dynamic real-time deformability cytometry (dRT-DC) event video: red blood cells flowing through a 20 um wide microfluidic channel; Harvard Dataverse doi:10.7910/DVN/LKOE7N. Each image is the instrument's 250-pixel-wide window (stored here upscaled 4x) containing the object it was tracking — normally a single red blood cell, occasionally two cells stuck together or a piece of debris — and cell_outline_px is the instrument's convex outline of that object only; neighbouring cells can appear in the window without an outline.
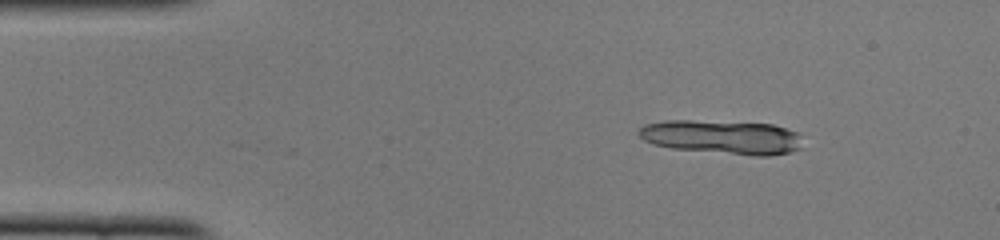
{"species": "common noctule bat (a hibernating species)", "species_latin": "Nyctalus noctula", "temperature_condition": "cold", "stored_images_in_passage": 35, "camera_frame_rate_fps": 3000, "um_per_image_px": 0.085, "animal": {"sex": "female", "body_mass_g": 22.0, "forearm_length_mm": 56.7}, "frame": {"image": 1, "passage_image": 7, "time_ms": 2.0, "image_size_px": [1000, 240], "cell_outline_px": [[800, 148], [788, 152], [768, 156], [752, 156], [672, 148], [652, 144], [644, 140], [636, 132], [644, 124], [664, 120], [692, 120], [772, 124], [800, 132]], "centroid_in_image_um": [61.36, 11.65], "position_along_channel_um": 23.6, "area_um2": 32.6}}
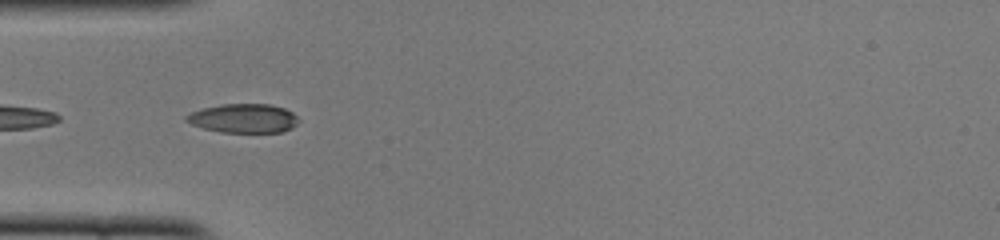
{"frame": {"image": 2, "passage_image": 16, "time_ms": 5.0, "image_size_px": [1000, 240], "cell_outline_px": [[300, 120], [292, 128], [280, 132], [220, 132], [204, 128], [192, 124], [184, 120], [184, 116], [192, 112], [204, 108], [220, 104], [272, 104], [284, 108], [292, 112]], "centroid_in_image_um": [20.71, 10.05], "position_along_channel_um": 64.3, "area_um2": 18.96}}
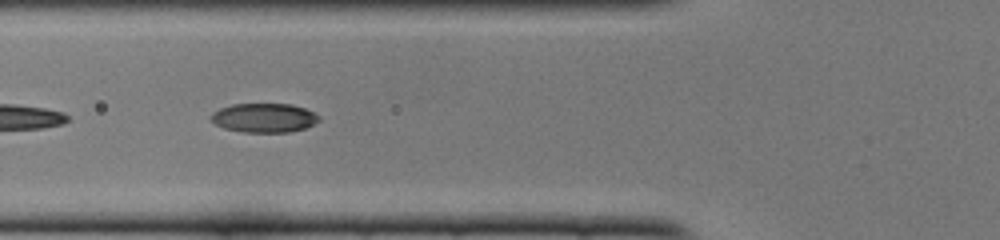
{"frame": {"image": 3, "passage_image": 19, "time_ms": 6.0, "image_size_px": [1000, 240], "cell_outline_px": [[320, 120], [304, 128], [288, 132], [244, 132], [224, 128], [216, 124], [208, 116], [212, 112], [220, 108], [232, 104], [292, 104], [304, 108], [320, 116]], "centroid_in_image_um": [22.42, 10.01], "position_along_channel_um": 103.4, "area_um2": 18.26}}